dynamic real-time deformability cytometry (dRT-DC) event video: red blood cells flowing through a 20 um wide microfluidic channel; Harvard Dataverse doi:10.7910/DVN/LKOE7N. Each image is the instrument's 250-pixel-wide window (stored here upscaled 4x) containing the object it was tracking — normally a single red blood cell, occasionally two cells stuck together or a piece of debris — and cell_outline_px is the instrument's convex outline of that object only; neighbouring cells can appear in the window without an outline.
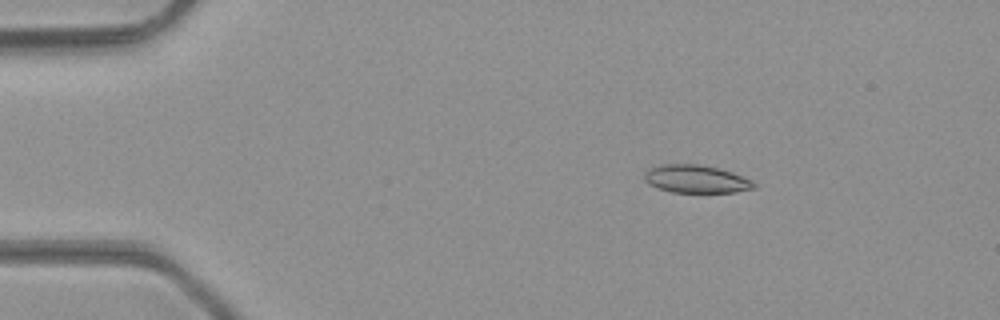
{"species": "common noctule bat (a hibernating species)", "species_latin": "Nyctalus noctula", "temperature_condition": "room temperature", "stored_images_in_passage": 44, "camera_frame_rate_fps": 3000, "um_per_image_px": 0.085, "animal": {"sex": "male", "body_mass_g": 23.1, "forearm_length_mm": 52.7}, "frame": {"image": 1, "passage_image": 4, "time_ms": 1.0, "image_size_px": [1000, 320], "cell_outline_px": [[756, 188], [736, 192], [672, 192], [656, 188], [648, 184], [644, 180], [644, 172], [648, 168], [660, 164], [696, 164], [716, 168], [732, 172], [744, 176], [752, 180], [756, 184]], "centroid_in_image_um": [59.14, 15.22], "position_along_channel_um": 25.9, "area_um2": 17.98}}
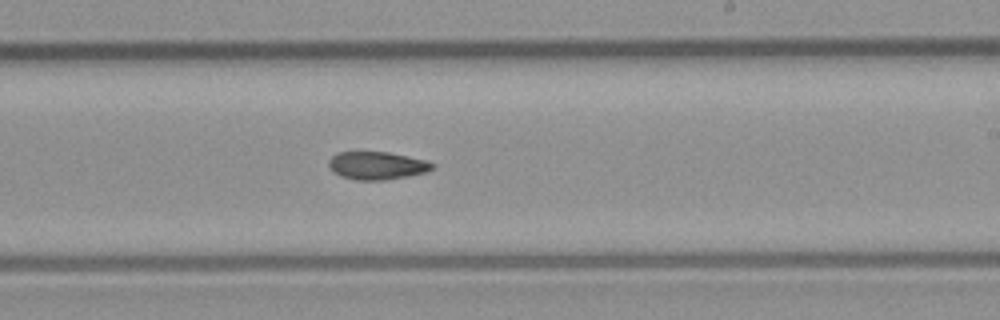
{"frame": {"image": 2, "passage_image": 25, "time_ms": 8.0, "image_size_px": [1000, 320], "cell_outline_px": [[436, 168], [428, 172], [408, 176], [384, 180], [356, 180], [340, 176], [332, 172], [328, 164], [328, 160], [336, 152], [388, 152], [428, 160], [436, 164]], "centroid_in_image_um": [32.08, 14.07], "position_along_channel_um": 256.9, "area_um2": 17.17}}
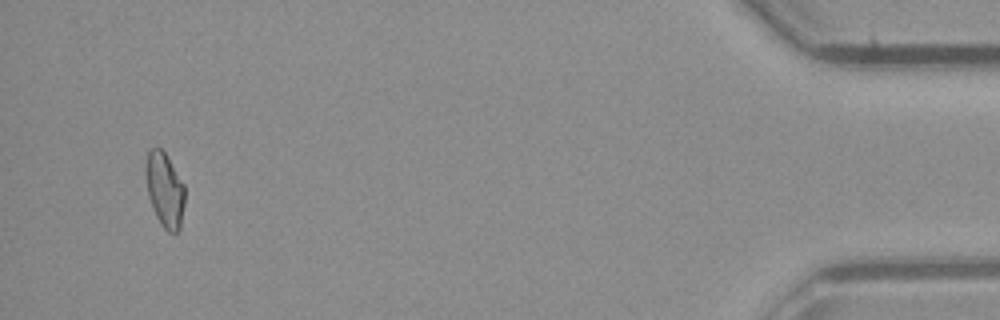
{"frame": {"image": 3, "passage_image": 42, "time_ms": 13.667, "image_size_px": [1000, 320], "cell_outline_px": [[184, 204], [180, 228], [176, 236], [168, 232], [160, 224], [156, 216], [148, 196], [144, 172], [144, 164], [148, 152], [152, 148], [160, 148], [164, 152], [184, 184]], "centroid_in_image_um": [13.98, 16.17], "position_along_channel_um": 421.2, "area_um2": 17.17}, "authors_computed_cell_mechanics": {"area_um2": 17.2822, "velocity_mm_per_s": 4.3397, "shape_relaxation_time_tau1_ms": null, "shape_relaxation_time_tau2_ms": 8.5678, "deformation_change_tau1": null, "deformation_change_tau2": 0.1636}}